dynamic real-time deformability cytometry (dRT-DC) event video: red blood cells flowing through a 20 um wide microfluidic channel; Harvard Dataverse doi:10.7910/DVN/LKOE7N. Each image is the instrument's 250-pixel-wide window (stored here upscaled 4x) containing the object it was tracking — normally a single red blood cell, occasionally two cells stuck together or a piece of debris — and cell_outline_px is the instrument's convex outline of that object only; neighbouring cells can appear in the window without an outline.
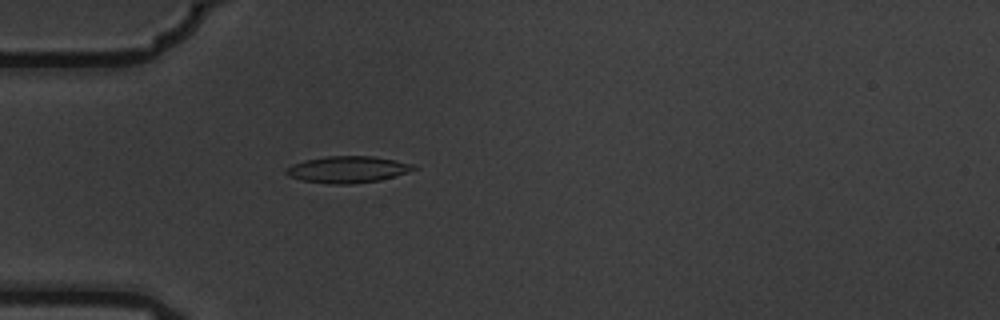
{"species": "common noctule bat (a hibernating species)", "species_latin": "Nyctalus noctula", "temperature_condition": "warm", "stored_images_in_passage": 4, "camera_frame_rate_fps": 3000, "um_per_image_px": 0.085, "animal": {"sex": "male", "body_mass_g": 19.5, "forearm_length_mm": 54.6}, "frame": {"image": 1, "passage_image": 4, "time_ms": 1.0, "image_size_px": [1000, 320], "cell_outline_px": [[420, 168], [396, 176], [380, 180], [352, 184], [328, 184], [300, 180], [288, 176], [284, 172], [292, 164], [304, 160], [324, 156], [372, 156], [396, 160], [416, 164]], "centroid_in_image_um": [29.58, 14.4], "position_along_channel_um": 55.4, "area_um2": 20.11}}